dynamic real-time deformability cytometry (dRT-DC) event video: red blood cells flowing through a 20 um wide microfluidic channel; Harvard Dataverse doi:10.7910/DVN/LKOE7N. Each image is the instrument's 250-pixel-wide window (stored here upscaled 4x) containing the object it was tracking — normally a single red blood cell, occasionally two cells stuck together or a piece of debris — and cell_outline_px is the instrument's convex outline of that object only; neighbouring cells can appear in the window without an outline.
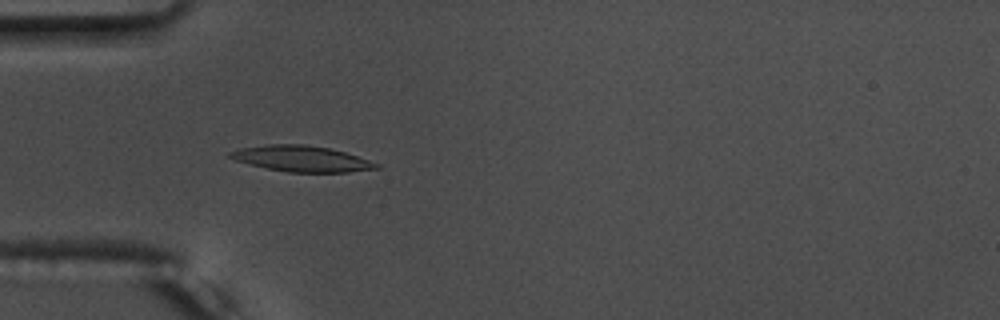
{"species": "common noctule bat (a hibernating species)", "species_latin": "Nyctalus noctula", "temperature_condition": "warm", "stored_images_in_passage": 56, "camera_frame_rate_fps": 3000, "um_per_image_px": 0.085, "animal": {"sex": "male", "body_mass_g": 17.5, "forearm_length_mm": 52.3}, "frame": {"image": 1, "passage_image": 18, "time_ms": 5.667, "image_size_px": [1000, 320], "cell_outline_px": [[380, 168], [348, 172], [288, 172], [268, 168], [236, 160], [224, 156], [228, 152], [240, 148], [268, 144], [304, 144], [332, 148], [380, 164]], "centroid_in_image_um": [25.61, 13.48], "position_along_channel_um": 59.4, "area_um2": 21.96}}
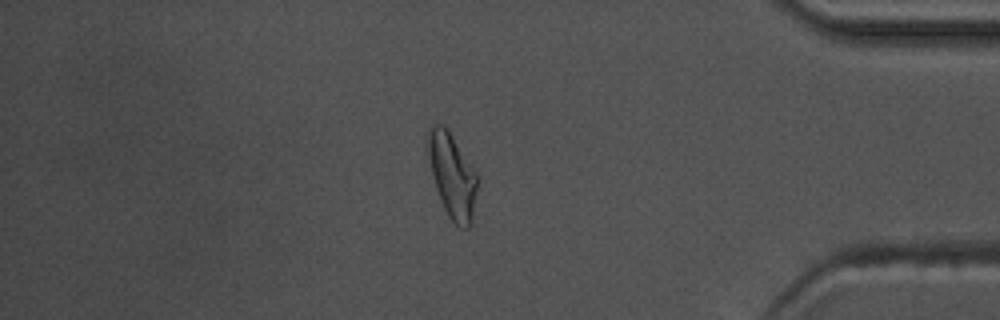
{"frame": {"image": 2, "passage_image": 48, "time_ms": 15.667, "image_size_px": [1000, 320], "cell_outline_px": [[480, 180], [472, 220], [468, 228], [460, 228], [448, 216], [440, 200], [432, 176], [428, 152], [428, 132], [432, 124], [440, 124], [448, 128], [476, 172]], "centroid_in_image_um": [38.47, 14.94], "position_along_channel_um": 396.7, "area_um2": 24.51}}
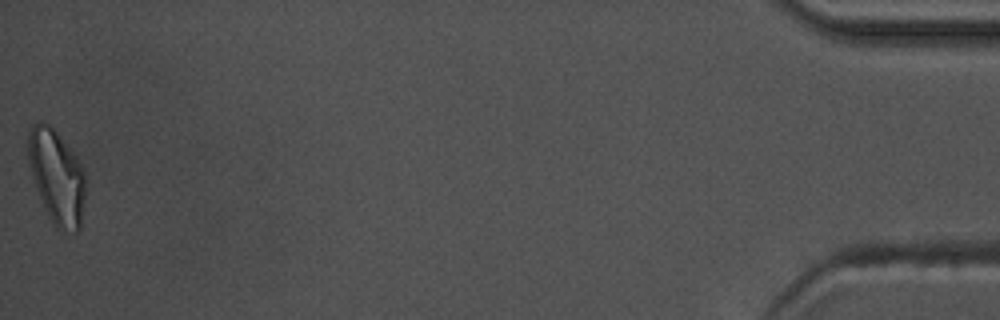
{"frame": {"image": 3, "passage_image": 56, "time_ms": 18.333, "image_size_px": [1000, 320], "cell_outline_px": [[84, 200], [80, 228], [76, 232], [56, 228], [48, 216], [36, 188], [28, 164], [28, 132], [32, 124], [40, 120], [48, 124], [60, 136], [76, 156], [84, 172]], "centroid_in_image_um": [4.8, 15.01], "position_along_channel_um": 430.4, "area_um2": 31.15}, "authors_computed_cell_mechanics": {"area_um2": 21.2993, "velocity_mm_per_s": 3.7274, "shape_relaxation_time_tau1_ms": 3.7577, "shape_relaxation_time_tau2_ms": 3.1794, "deformation_change_tau1": 0.1634, "deformation_change_tau2": 0.1131}}